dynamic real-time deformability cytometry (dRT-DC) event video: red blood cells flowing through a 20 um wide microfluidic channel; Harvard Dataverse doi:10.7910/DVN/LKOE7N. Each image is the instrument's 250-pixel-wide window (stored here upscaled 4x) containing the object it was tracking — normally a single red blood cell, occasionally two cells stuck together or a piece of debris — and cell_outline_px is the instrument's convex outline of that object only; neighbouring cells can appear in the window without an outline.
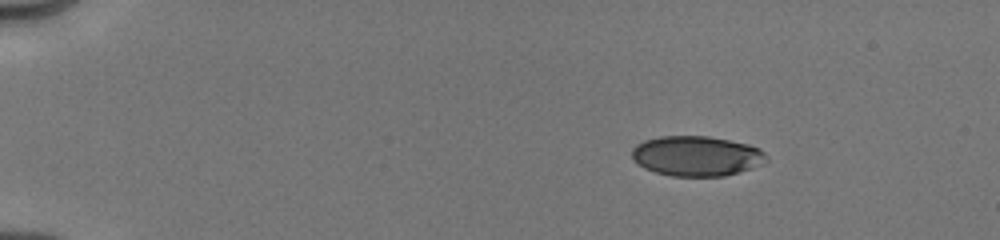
{"species": "human", "species_latin": "Homo sapiens", "temperature_condition": "cold", "stored_images_in_passage": 7, "camera_frame_rate_fps": 3000, "um_per_image_px": 0.085, "donor": {"sex": "male"}, "frame": {"image": 1, "passage_image": 2, "time_ms": 0.667, "image_size_px": [1000, 240], "cell_outline_px": [[768, 160], [752, 168], [740, 172], [724, 176], [672, 176], [656, 172], [644, 168], [636, 164], [632, 160], [632, 148], [636, 144], [644, 140], [660, 136], [708, 136], [748, 144], [760, 148], [768, 156]], "centroid_in_image_um": [59.19, 13.26], "position_along_channel_um": 25.8, "area_um2": 31.62}}
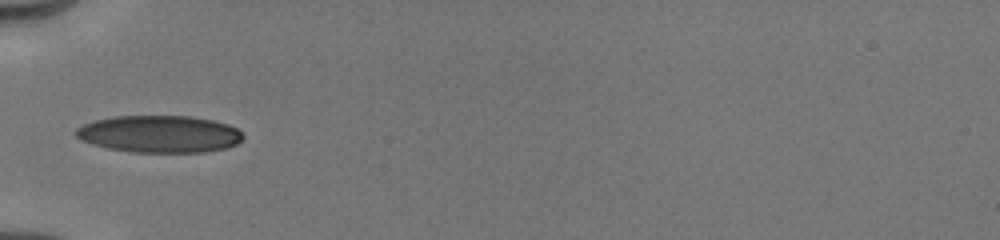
{"frame": {"image": 2, "passage_image": 6, "time_ms": 4.333, "image_size_px": [1000, 240], "cell_outline_px": [[244, 136], [236, 144], [228, 148], [204, 152], [132, 152], [108, 148], [92, 144], [80, 140], [76, 136], [76, 128], [92, 120], [112, 116], [192, 116], [212, 120], [228, 124], [236, 128]], "centroid_in_image_um": [13.53, 11.39], "position_along_channel_um": 71.5, "area_um2": 36.3}}